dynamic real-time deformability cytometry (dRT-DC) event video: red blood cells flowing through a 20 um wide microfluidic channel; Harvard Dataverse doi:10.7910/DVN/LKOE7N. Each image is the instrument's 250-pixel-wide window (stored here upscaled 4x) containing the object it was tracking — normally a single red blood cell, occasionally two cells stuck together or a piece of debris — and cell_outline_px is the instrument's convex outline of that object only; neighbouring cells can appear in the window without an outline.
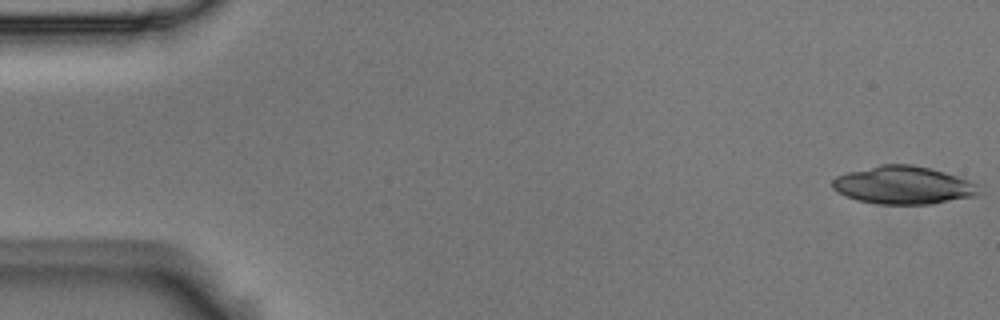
{"species": "Egyptian fruit bat (a non-hibernating species)", "species_latin": "Rousettus aegyptiacus", "temperature_condition": "room temperature", "stored_images_in_passage": 5, "camera_frame_rate_fps": 3000, "um_per_image_px": 0.085, "animal": {"sex": "male"}, "frame": {"image": 1, "passage_image": 1, "time_ms": 0.0, "image_size_px": [1000, 320], "cell_outline_px": [[976, 196], [932, 204], [880, 204], [856, 200], [836, 192], [832, 188], [832, 180], [836, 176], [848, 172], [880, 164], [912, 164], [944, 172], [956, 176], [976, 184]], "centroid_in_image_um": [76.71, 15.74], "position_along_channel_um": 8.3, "area_um2": 32.14}}